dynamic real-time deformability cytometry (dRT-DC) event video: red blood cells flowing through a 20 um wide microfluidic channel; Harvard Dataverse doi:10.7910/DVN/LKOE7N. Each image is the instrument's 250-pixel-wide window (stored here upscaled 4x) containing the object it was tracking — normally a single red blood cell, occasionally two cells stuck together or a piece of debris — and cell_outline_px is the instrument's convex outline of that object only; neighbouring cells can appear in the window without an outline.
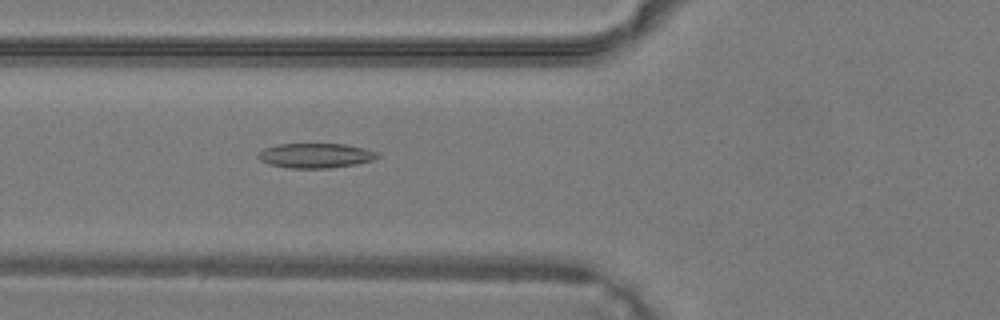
{"species": "common noctule bat (a hibernating species)", "species_latin": "Nyctalus noctula", "temperature_condition": "warm", "stored_images_in_passage": 39, "camera_frame_rate_fps": 3000, "um_per_image_px": 0.085, "animal": {"sex": "male", "body_mass_g": 19.2, "forearm_length_mm": 51.8}, "frame": {"image": 1, "passage_image": 15, "time_ms": 4.667, "image_size_px": [1000, 320], "cell_outline_px": [[380, 156], [372, 160], [356, 164], [328, 168], [288, 168], [268, 164], [260, 160], [256, 156], [256, 152], [264, 148], [276, 144], [348, 144], [364, 148], [376, 152]], "centroid_in_image_um": [26.76, 13.22], "position_along_channel_um": 99.0, "area_um2": 17.34}}
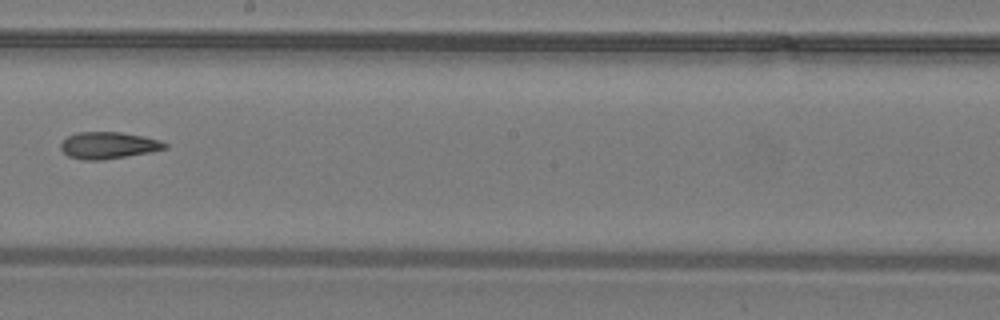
{"frame": {"image": 2, "passage_image": 23, "time_ms": 7.333, "image_size_px": [1000, 320], "cell_outline_px": [[168, 148], [148, 152], [100, 160], [84, 160], [68, 156], [60, 148], [60, 144], [68, 136], [76, 132], [120, 132], [144, 136], [160, 140], [168, 144]], "centroid_in_image_um": [9.21, 12.34], "position_along_channel_um": 239.0, "area_um2": 16.13}}
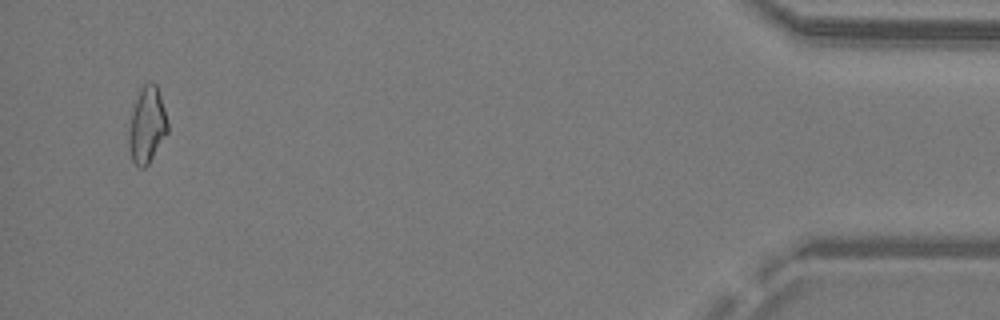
{"frame": {"image": 3, "passage_image": 38, "time_ms": 12.333, "image_size_px": [1000, 320], "cell_outline_px": [[168, 132], [148, 164], [144, 168], [140, 168], [132, 160], [128, 148], [128, 132], [132, 112], [140, 88], [144, 84], [156, 84], [164, 108], [168, 124]], "centroid_in_image_um": [12.48, 10.67], "position_along_channel_um": 422.7, "area_um2": 16.99}}